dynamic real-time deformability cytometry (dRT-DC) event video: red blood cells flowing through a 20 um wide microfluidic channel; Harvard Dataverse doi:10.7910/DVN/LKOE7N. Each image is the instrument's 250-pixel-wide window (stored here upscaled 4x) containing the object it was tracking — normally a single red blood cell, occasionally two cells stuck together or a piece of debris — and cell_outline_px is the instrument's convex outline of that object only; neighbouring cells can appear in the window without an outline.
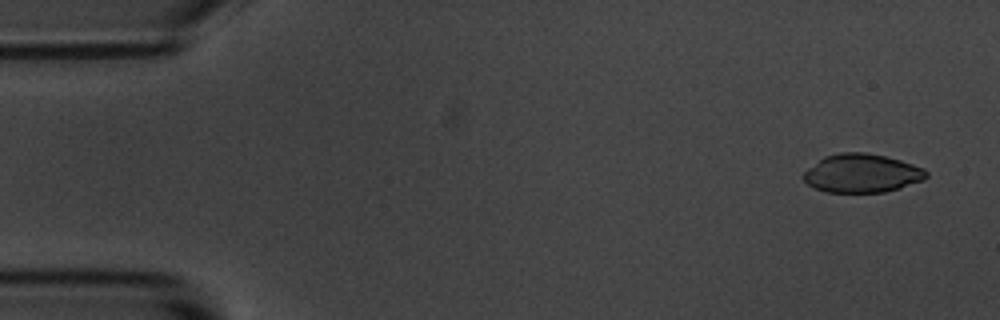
{"species": "common noctule bat (a hibernating species)", "species_latin": "Nyctalus noctula", "temperature_condition": "room temperature", "stored_images_in_passage": 7, "camera_frame_rate_fps": 3000, "um_per_image_px": 0.085, "animal": {"sex": "male", "body_mass_g": 20.1, "forearm_length_mm": 53.5}, "frame": {"image": 1, "passage_image": 1, "time_ms": 0.0, "image_size_px": [1000, 320], "cell_outline_px": [[928, 176], [924, 180], [900, 188], [884, 192], [824, 192], [808, 184], [800, 176], [808, 168], [824, 156], [840, 152], [864, 152], [884, 156], [900, 160], [924, 168], [928, 172]], "centroid_in_image_um": [73.26, 14.73], "position_along_channel_um": 11.7, "area_um2": 27.69}}
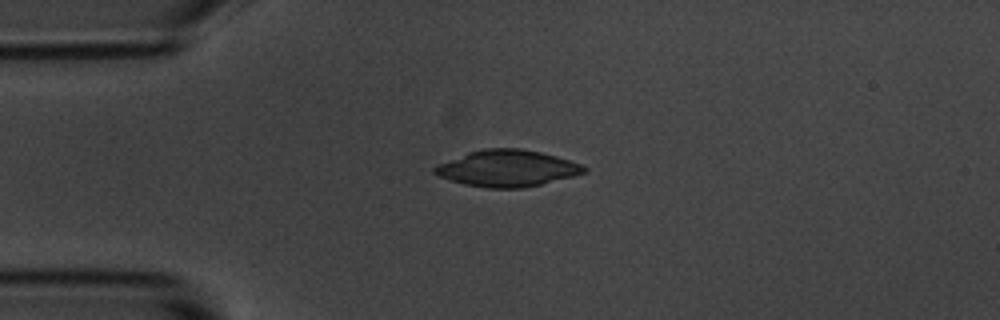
{"frame": {"image": 2, "passage_image": 4, "time_ms": 1.0, "image_size_px": [1000, 320], "cell_outline_px": [[588, 172], [540, 184], [520, 188], [488, 188], [464, 184], [440, 176], [432, 172], [432, 168], [440, 164], [468, 152], [484, 148], [520, 148], [540, 152], [556, 156], [584, 164], [588, 168]], "centroid_in_image_um": [43.16, 14.3], "position_along_channel_um": 41.8, "area_um2": 31.56}}